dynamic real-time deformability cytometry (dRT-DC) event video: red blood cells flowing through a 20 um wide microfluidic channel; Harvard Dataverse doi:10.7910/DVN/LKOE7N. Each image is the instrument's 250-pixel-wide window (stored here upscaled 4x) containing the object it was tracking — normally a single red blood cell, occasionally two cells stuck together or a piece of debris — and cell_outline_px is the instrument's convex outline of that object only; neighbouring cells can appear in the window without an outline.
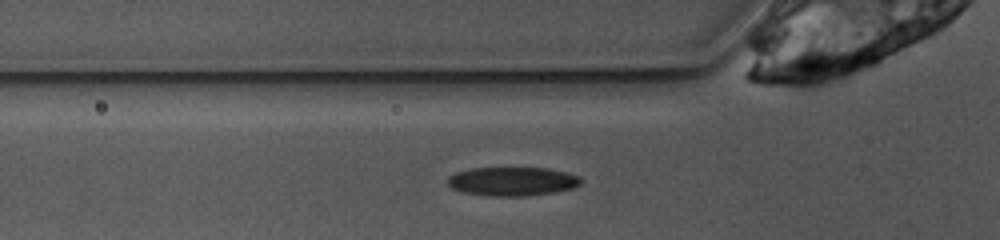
{"species": "common noctule bat (a hibernating species)", "species_latin": "Nyctalus noctula", "temperature_condition": "warm", "stored_images_in_passage": 26, "camera_frame_rate_fps": 3000, "um_per_image_px": 0.085, "animal": {"sex": "female", "body_mass_g": 10.0, "forearm_length_mm": 53.1}, "frame": {"image": 1, "passage_image": 3, "time_ms": 0.667, "image_size_px": [1000, 240], "cell_outline_px": [[584, 180], [580, 184], [572, 188], [552, 192], [524, 196], [492, 196], [464, 192], [452, 188], [448, 184], [448, 176], [456, 172], [472, 168], [548, 168], [580, 176]], "centroid_in_image_um": [43.56, 15.41], "position_along_channel_um": 82.2, "area_um2": 22.25}}
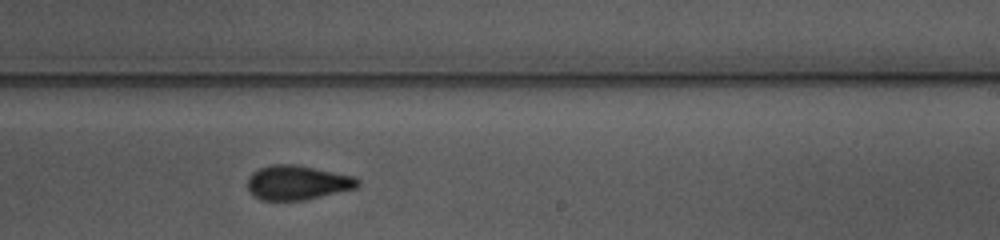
{"frame": {"image": 2, "passage_image": 17, "time_ms": 5.333, "image_size_px": [1000, 240], "cell_outline_px": [[360, 184], [356, 188], [304, 200], [260, 200], [248, 188], [248, 176], [252, 172], [260, 168], [272, 164], [296, 164], [356, 176], [360, 180]], "centroid_in_image_um": [25.31, 15.51], "position_along_channel_um": 263.7, "area_um2": 22.14}}
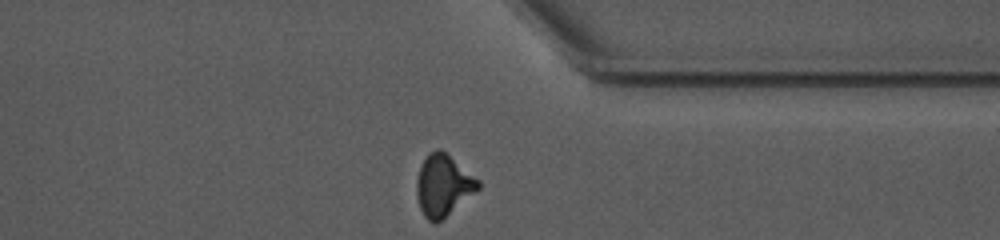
{"frame": {"image": 3, "passage_image": 26, "time_ms": 8.333, "image_size_px": [1000, 240], "cell_outline_px": [[480, 188], [436, 224], [432, 224], [424, 216], [420, 208], [416, 196], [416, 184], [420, 168], [428, 152], [436, 148], [440, 148], [480, 180]], "centroid_in_image_um": [37.66, 15.76], "position_along_channel_um": 373.7, "area_um2": 21.96}, "authors_computed_cell_mechanics": {"area_um2": 22.2819, "velocity_mm_per_s": 3.8669, "shape_relaxation_time_tau1_ms": 4.3734, "shape_relaxation_time_tau2_ms": 3.6215, "deformation_change_tau1": 0.1773, "deformation_change_tau2": 0.0651}}